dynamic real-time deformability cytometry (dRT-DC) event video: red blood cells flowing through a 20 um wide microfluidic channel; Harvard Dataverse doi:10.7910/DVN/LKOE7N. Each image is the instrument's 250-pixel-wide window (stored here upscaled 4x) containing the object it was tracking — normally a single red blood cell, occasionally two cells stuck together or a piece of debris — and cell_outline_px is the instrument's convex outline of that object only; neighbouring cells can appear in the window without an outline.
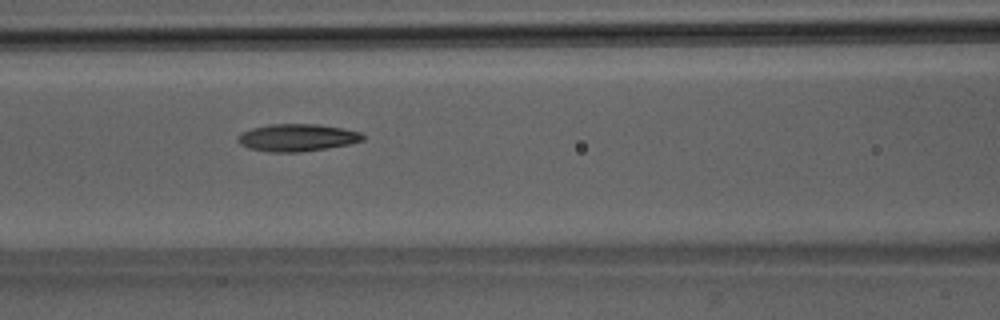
{"species": "Egyptian fruit bat (a non-hibernating species)", "species_latin": "Rousettus aegyptiacus", "temperature_condition": "room temperature", "stored_images_in_passage": 38, "camera_frame_rate_fps": 3000, "um_per_image_px": 0.085, "animal": {"sex": "male"}, "frame": {"image": 1, "passage_image": 12, "time_ms": 3.667, "image_size_px": [1000, 320], "cell_outline_px": [[364, 140], [348, 144], [300, 152], [268, 152], [248, 148], [240, 144], [236, 140], [236, 136], [252, 128], [268, 124], [320, 124], [360, 132], [364, 136]], "centroid_in_image_um": [25.21, 11.69], "position_along_channel_um": 141.4, "area_um2": 19.83}}
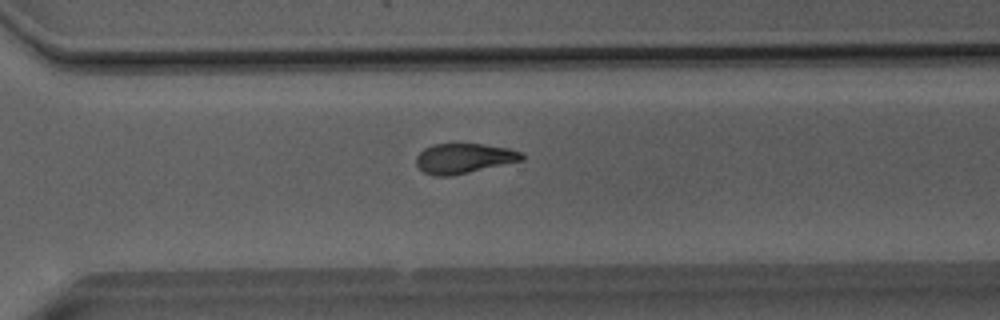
{"frame": {"image": 2, "passage_image": 26, "time_ms": 8.333, "image_size_px": [1000, 320], "cell_outline_px": [[524, 160], [452, 176], [432, 176], [424, 172], [416, 164], [416, 156], [424, 148], [432, 144], [484, 144], [508, 148], [520, 152], [524, 156]], "centroid_in_image_um": [39.41, 13.46], "position_along_channel_um": 331.2, "area_um2": 18.5}}
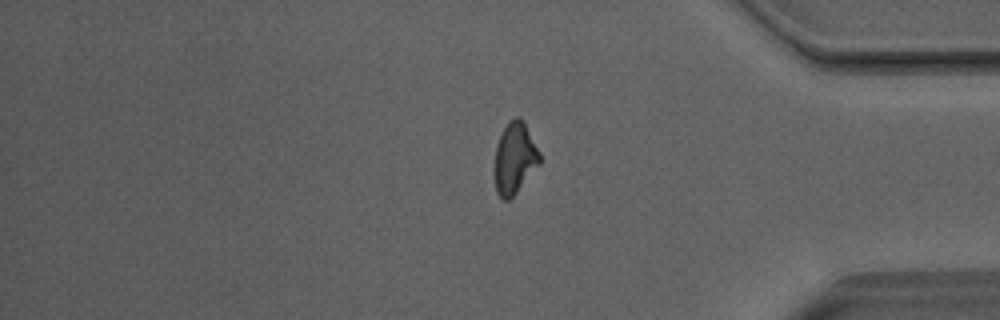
{"frame": {"image": 3, "passage_image": 32, "time_ms": 10.333, "image_size_px": [1000, 320], "cell_outline_px": [[540, 164], [516, 192], [508, 200], [504, 200], [496, 192], [492, 168], [496, 144], [508, 120], [516, 116], [520, 116], [540, 152]], "centroid_in_image_um": [43.7, 13.45], "position_along_channel_um": 391.5, "area_um2": 19.02}}